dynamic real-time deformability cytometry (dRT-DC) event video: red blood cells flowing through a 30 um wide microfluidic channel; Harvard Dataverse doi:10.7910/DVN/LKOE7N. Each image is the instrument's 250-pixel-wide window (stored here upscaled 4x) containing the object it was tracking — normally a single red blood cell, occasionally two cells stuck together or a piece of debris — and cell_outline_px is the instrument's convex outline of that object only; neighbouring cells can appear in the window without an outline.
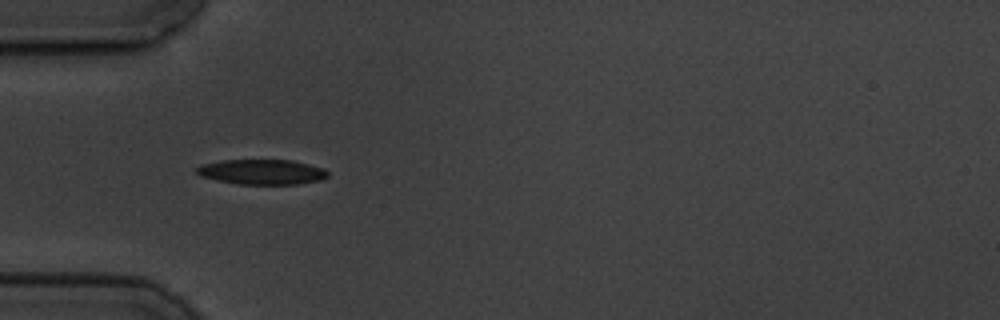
{"species": "common noctule bat (a hibernating species)", "species_latin": "Nyctalus noctula", "temperature_condition": "cold", "stored_images_in_passage": 14, "camera_frame_rate_fps": 3000, "um_per_image_px": 0.085, "animal": {"sex": "male", "body_mass_g": 19.5, "forearm_length_mm": 54.6}, "frame": {"image": 1, "passage_image": 4, "time_ms": 4.333, "image_size_px": [1000, 320], "cell_outline_px": [[328, 176], [320, 180], [296, 184], [236, 184], [200, 176], [196, 172], [196, 168], [200, 164], [224, 160], [292, 160], [324, 168], [328, 172]], "centroid_in_image_um": [22.25, 14.61], "position_along_channel_um": 62.8, "area_um2": 19.13}}
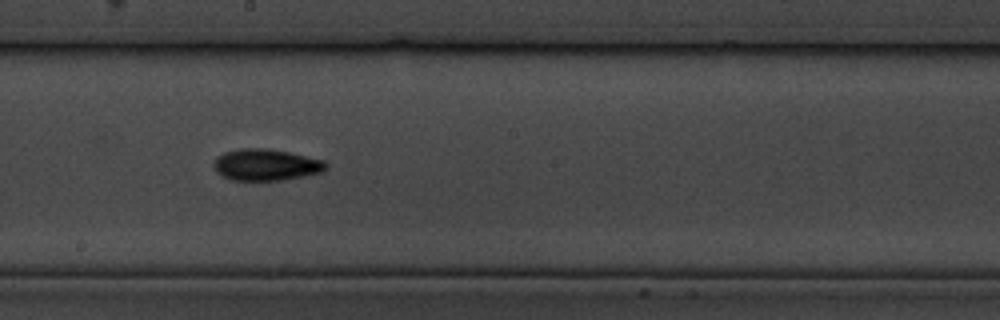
{"frame": {"image": 2, "passage_image": 8, "time_ms": 9.0, "image_size_px": [1000, 320], "cell_outline_px": [[328, 168], [324, 172], [284, 180], [232, 180], [220, 176], [216, 172], [212, 164], [216, 156], [224, 152], [240, 148], [264, 148], [288, 152], [324, 160], [328, 164]], "centroid_in_image_um": [22.59, 14.01], "position_along_channel_um": 225.6, "area_um2": 20.92}}
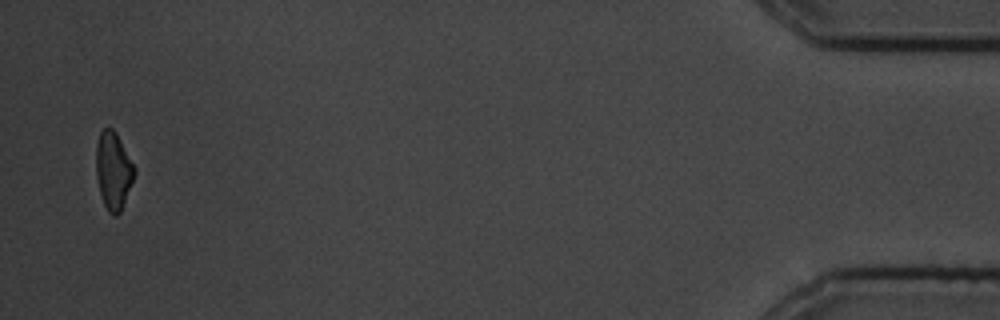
{"frame": {"image": 3, "passage_image": 14, "time_ms": 17.0, "image_size_px": [1000, 320], "cell_outline_px": [[136, 172], [120, 212], [116, 216], [112, 216], [108, 212], [104, 204], [100, 192], [96, 176], [96, 144], [100, 132], [104, 128], [112, 128], [116, 132], [136, 168]], "centroid_in_image_um": [9.63, 14.49], "position_along_channel_um": 425.6, "area_um2": 17.28}, "authors_computed_cell_mechanics": {"area_um2": 18.6983, "velocity_mm_per_s": 3.5411, "shape_relaxation_time_tau1_ms": 3.0693, "shape_relaxation_time_tau2_ms": 5.8353, "deformation_change_tau1": 0.1188, "deformation_change_tau2": 0.1338}}